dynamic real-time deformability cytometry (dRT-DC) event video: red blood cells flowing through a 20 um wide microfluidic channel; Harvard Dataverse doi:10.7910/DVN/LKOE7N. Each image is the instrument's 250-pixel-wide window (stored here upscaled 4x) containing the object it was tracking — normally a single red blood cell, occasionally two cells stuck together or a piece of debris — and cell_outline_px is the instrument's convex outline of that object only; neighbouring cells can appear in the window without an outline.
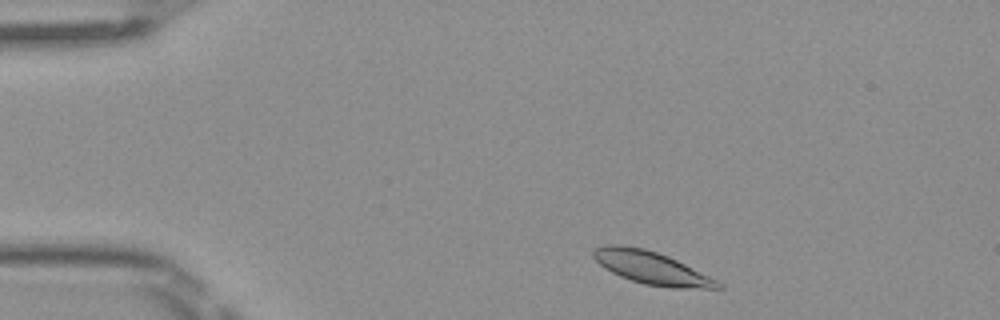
{"species": "Egyptian fruit bat (a non-hibernating species)", "species_latin": "Rousettus aegyptiacus", "temperature_condition": "room temperature", "stored_images_in_passage": 44, "camera_frame_rate_fps": 3000, "um_per_image_px": 0.085, "frame": {"image": 1, "passage_image": 2, "time_ms": 0.333, "image_size_px": [1000, 320], "cell_outline_px": [[724, 288], [672, 288], [644, 284], [620, 276], [604, 268], [592, 256], [592, 248], [604, 244], [620, 244], [644, 248], [668, 256], [724, 284]], "centroid_in_image_um": [55.32, 22.75], "position_along_channel_um": 29.7, "area_um2": 23.64}}
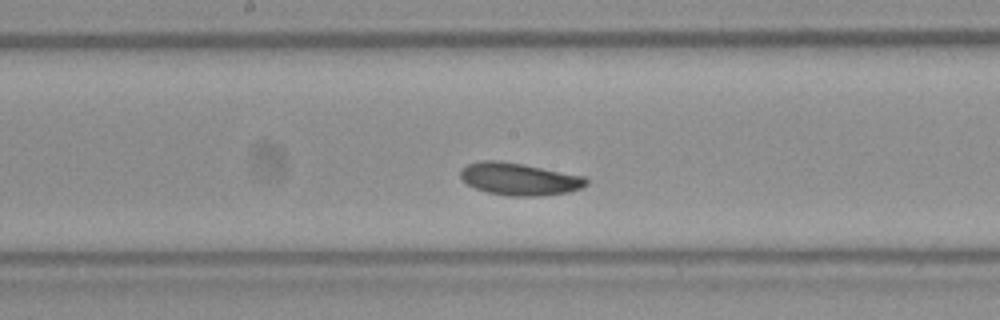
{"frame": {"image": 2, "passage_image": 20, "time_ms": 6.333, "image_size_px": [1000, 320], "cell_outline_px": [[588, 184], [580, 188], [568, 192], [540, 196], [508, 196], [488, 192], [476, 188], [460, 180], [460, 172], [468, 164], [480, 160], [500, 160], [524, 164], [584, 176], [588, 180]], "centroid_in_image_um": [44.13, 15.21], "position_along_channel_um": 204.1, "area_um2": 23.76}}
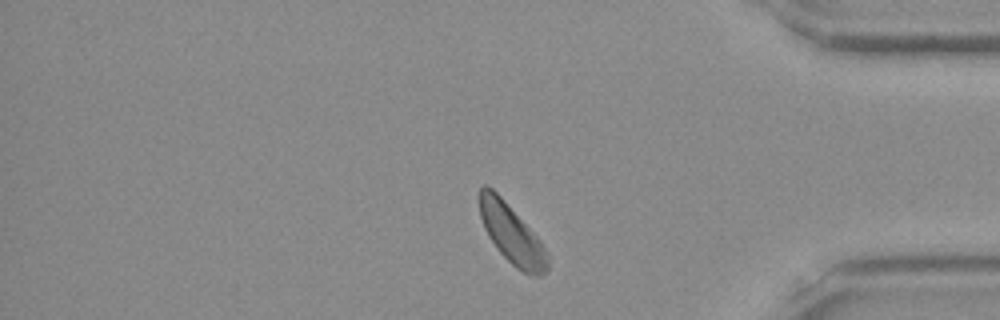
{"frame": {"image": 3, "passage_image": 36, "time_ms": 11.667, "image_size_px": [1000, 320], "cell_outline_px": [[548, 272], [540, 276], [536, 276], [524, 272], [516, 268], [496, 248], [488, 236], [484, 228], [480, 216], [480, 188], [484, 184], [492, 188], [504, 200], [540, 240], [548, 256]], "centroid_in_image_um": [43.49, 19.92], "position_along_channel_um": 391.7, "area_um2": 23.06}, "authors_computed_cell_mechanics": {"area_um2": 23.6113, "velocity_mm_per_s": 3.9481, "shape_relaxation_time_tau1_ms": 1.0012, "shape_relaxation_time_tau2_ms": 9.1133, "deformation_change_tau1": 0.0498, "deformation_change_tau2": 0.1363}}